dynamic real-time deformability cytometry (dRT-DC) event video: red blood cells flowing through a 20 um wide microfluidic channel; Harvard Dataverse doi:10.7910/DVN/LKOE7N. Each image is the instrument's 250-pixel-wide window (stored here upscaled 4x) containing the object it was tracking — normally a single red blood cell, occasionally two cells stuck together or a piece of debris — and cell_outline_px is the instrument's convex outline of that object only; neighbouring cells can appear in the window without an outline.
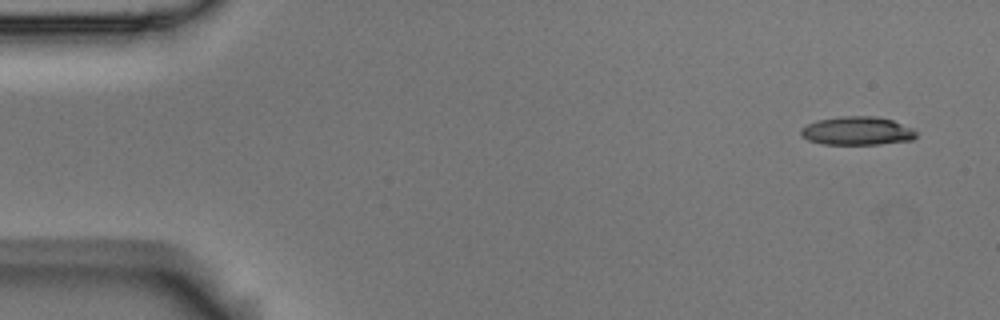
{"species": "Egyptian fruit bat (a non-hibernating species)", "species_latin": "Rousettus aegyptiacus", "temperature_condition": "room temperature", "stored_images_in_passage": 4, "camera_frame_rate_fps": 3000, "um_per_image_px": 0.085, "animal": {"sex": "male"}, "frame": {"image": 1, "passage_image": 1, "time_ms": 0.0, "image_size_px": [1000, 320], "cell_outline_px": [[916, 136], [912, 140], [880, 144], [820, 144], [808, 140], [800, 136], [800, 128], [808, 124], [820, 120], [840, 116], [876, 116], [892, 120], [912, 128], [916, 132]], "centroid_in_image_um": [72.83, 11.13], "position_along_channel_um": 12.2, "area_um2": 19.13}}
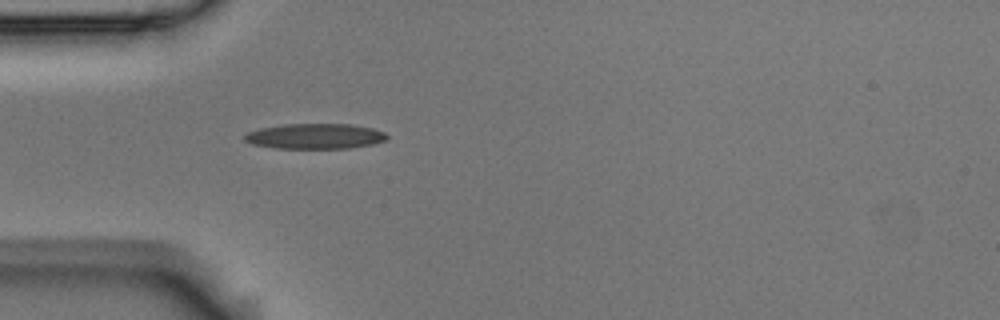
{"frame": {"image": 2, "passage_image": 4, "time_ms": 1.0, "image_size_px": [1000, 320], "cell_outline_px": [[388, 140], [372, 144], [348, 148], [276, 148], [252, 144], [244, 140], [244, 136], [248, 132], [260, 128], [284, 124], [352, 124], [372, 128], [384, 132], [388, 136]], "centroid_in_image_um": [26.79, 11.57], "position_along_channel_um": 58.2, "area_um2": 20.98}}